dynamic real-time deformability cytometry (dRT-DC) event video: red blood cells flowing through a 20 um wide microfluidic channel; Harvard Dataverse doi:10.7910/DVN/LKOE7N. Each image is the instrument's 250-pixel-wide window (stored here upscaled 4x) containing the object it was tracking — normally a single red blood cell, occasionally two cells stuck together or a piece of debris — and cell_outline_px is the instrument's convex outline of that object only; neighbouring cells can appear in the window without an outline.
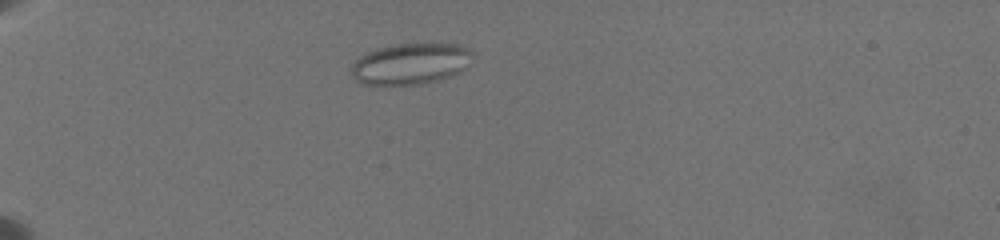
{"species": "common noctule bat (a hibernating species)", "species_latin": "Nyctalus noctula", "temperature_condition": "warm", "stored_images_in_passage": 15, "camera_frame_rate_fps": 3000, "um_per_image_px": 0.085, "animal": {"sex": "female", "body_mass_g": 19.5, "forearm_length_mm": 54.1}, "frame": {"image": 1, "passage_image": 12, "time_ms": 2.0, "image_size_px": [1000, 240], "cell_outline_px": [[468, 52], [464, 68], [460, 72], [452, 76], [420, 84], [364, 84], [356, 80], [352, 76], [352, 64], [360, 56], [368, 52], [380, 48], [396, 44], [456, 44], [468, 48]], "centroid_in_image_um": [34.83, 5.43], "position_along_channel_um": 50.2, "area_um2": 28.21}}